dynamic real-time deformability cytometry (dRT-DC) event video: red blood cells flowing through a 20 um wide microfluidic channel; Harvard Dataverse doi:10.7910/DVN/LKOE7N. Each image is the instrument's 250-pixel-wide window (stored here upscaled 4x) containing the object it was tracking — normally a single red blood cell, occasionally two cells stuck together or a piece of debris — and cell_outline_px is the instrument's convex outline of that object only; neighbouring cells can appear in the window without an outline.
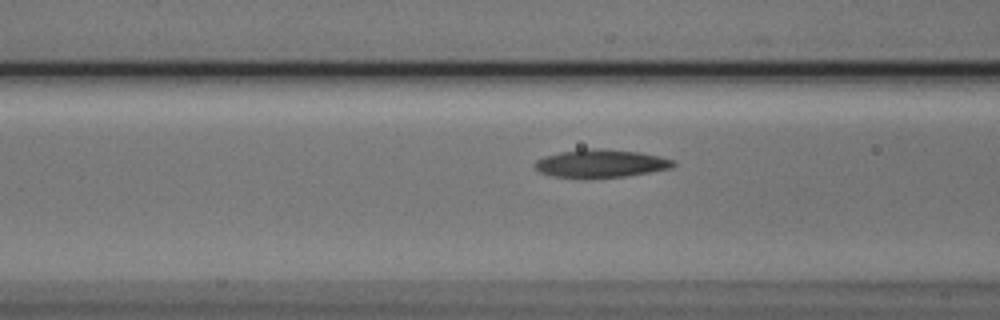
{"species": "Egyptian fruit bat (a non-hibernating species)", "species_latin": "Rousettus aegyptiacus", "temperature_condition": "cold", "stored_images_in_passage": 32, "camera_frame_rate_fps": 3000, "um_per_image_px": 0.085, "animal": {"sex": "male"}, "frame": {"image": 1, "passage_image": 6, "time_ms": 1.667, "image_size_px": [1000, 320], "cell_outline_px": [[676, 164], [672, 168], [624, 176], [588, 180], [584, 180], [552, 176], [540, 172], [532, 164], [536, 160], [544, 156], [560, 152], [584, 148], [600, 148], [640, 152], [660, 156], [676, 160]], "centroid_in_image_um": [51.04, 13.91], "position_along_channel_um": 115.6, "area_um2": 23.29}}
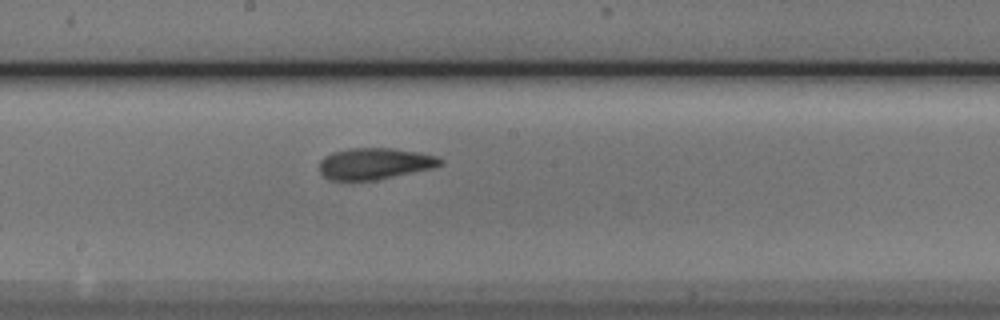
{"frame": {"image": 2, "passage_image": 14, "time_ms": 4.333, "image_size_px": [1000, 320], "cell_outline_px": [[444, 164], [432, 168], [376, 180], [328, 180], [320, 172], [320, 160], [324, 156], [332, 152], [348, 148], [392, 148], [420, 152], [436, 156], [444, 160]], "centroid_in_image_um": [31.85, 13.9], "position_along_channel_um": 216.3, "area_um2": 22.25}}
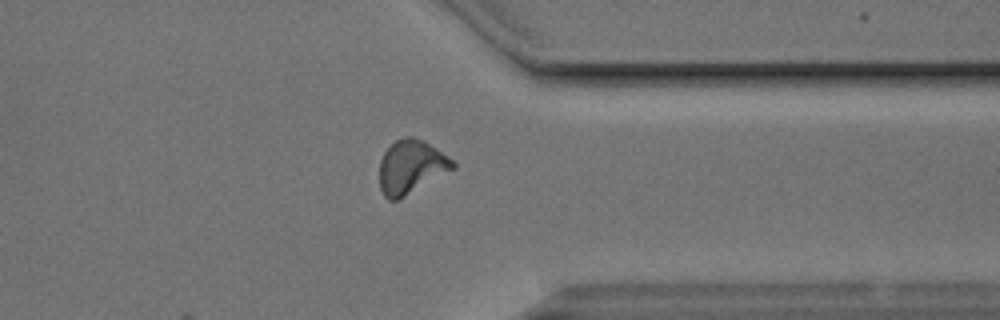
{"frame": {"image": 3, "passage_image": 27, "time_ms": 8.667, "image_size_px": [1000, 320], "cell_outline_px": [[456, 168], [404, 196], [396, 200], [388, 200], [384, 196], [380, 188], [380, 160], [384, 152], [396, 140], [404, 136], [412, 136], [424, 140], [436, 148], [452, 160], [456, 164]], "centroid_in_image_um": [34.94, 14.17], "position_along_channel_um": 376.5, "area_um2": 22.72}, "authors_computed_cell_mechanics": {"area_um2": 21.9929, "velocity_mm_per_s": 3.7787, "shape_relaxation_time_tau1_ms": 3.4872, "shape_relaxation_time_tau2_ms": 2.3788, "deformation_change_tau1": 0.1533, "deformation_change_tau2": 0.1062}}